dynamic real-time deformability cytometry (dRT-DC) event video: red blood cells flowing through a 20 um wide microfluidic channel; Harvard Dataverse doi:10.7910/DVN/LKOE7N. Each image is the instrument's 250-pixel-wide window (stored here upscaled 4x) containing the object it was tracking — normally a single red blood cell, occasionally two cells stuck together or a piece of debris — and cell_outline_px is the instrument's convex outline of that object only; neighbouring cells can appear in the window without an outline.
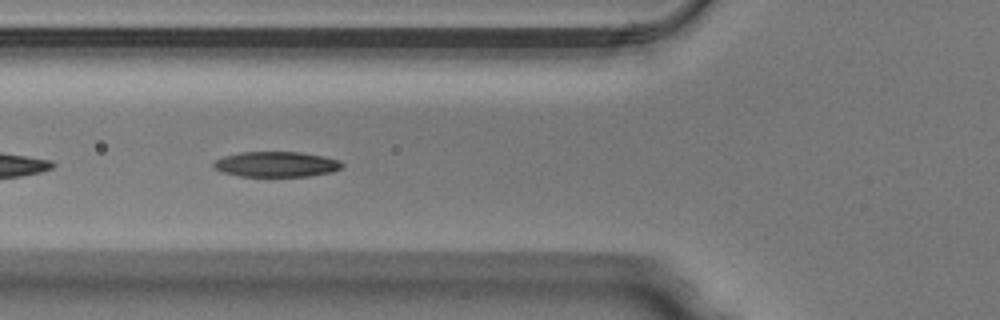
{"species": "Egyptian fruit bat (a non-hibernating species)", "species_latin": "Rousettus aegyptiacus", "temperature_condition": "warm", "stored_images_in_passage": 24, "segment_of_instrument_passage": [2, 2], "camera_frame_rate_fps": 3000, "um_per_image_px": 0.085, "animal": {"sex": "male"}, "frame": {"image": 1, "passage_image": 18, "time_ms": 5.667, "image_size_px": [1000, 320], "cell_outline_px": [[344, 164], [340, 168], [332, 172], [308, 176], [240, 176], [220, 172], [212, 168], [212, 164], [216, 160], [224, 156], [240, 152], [300, 152], [324, 156], [340, 160]], "centroid_in_image_um": [23.46, 13.96], "position_along_channel_um": 102.3, "area_um2": 19.07}}
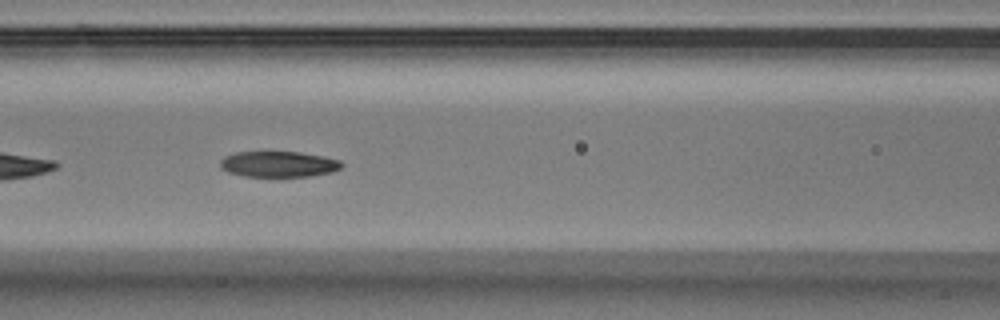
{"frame": {"image": 2, "passage_image": 21, "time_ms": 6.667, "image_size_px": [1000, 320], "cell_outline_px": [[344, 164], [340, 168], [332, 172], [312, 176], [244, 176], [228, 172], [220, 168], [220, 160], [224, 156], [236, 152], [264, 148], [300, 152], [324, 156], [340, 160]], "centroid_in_image_um": [23.63, 13.89], "position_along_channel_um": 143.0, "area_um2": 19.25}}